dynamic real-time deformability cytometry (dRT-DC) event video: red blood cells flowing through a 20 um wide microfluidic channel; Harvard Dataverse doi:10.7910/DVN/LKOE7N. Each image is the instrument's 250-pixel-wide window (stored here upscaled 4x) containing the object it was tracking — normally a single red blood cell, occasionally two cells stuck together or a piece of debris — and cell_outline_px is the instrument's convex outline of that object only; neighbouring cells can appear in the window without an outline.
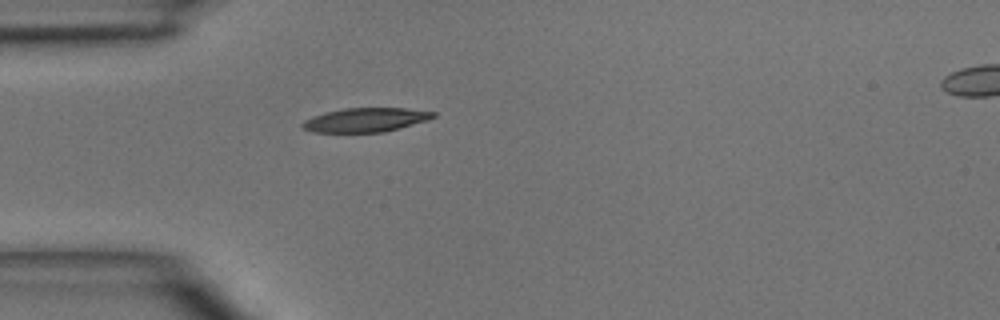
{"species": "common noctule bat (a hibernating species)", "species_latin": "Nyctalus noctula", "temperature_condition": "room temperature", "stored_images_in_passage": 35, "camera_frame_rate_fps": 3000, "um_per_image_px": 0.085, "animal": {"sex": "male", "body_mass_g": 15.6}, "frame": {"image": 1, "passage_image": 1, "time_ms": 0.0, "image_size_px": [1000, 320], "cell_outline_px": [[436, 116], [428, 120], [384, 132], [312, 132], [304, 128], [300, 124], [304, 120], [312, 116], [324, 112], [344, 108], [404, 108], [436, 112]], "centroid_in_image_um": [31.06, 10.18], "position_along_channel_um": 53.9, "area_um2": 18.32}}
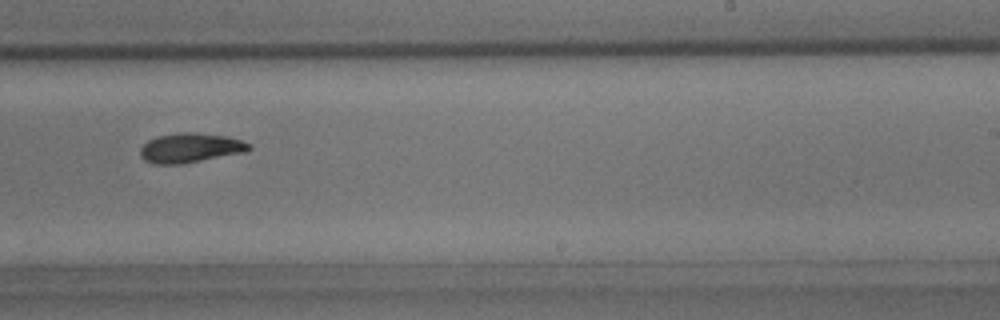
{"frame": {"image": 2, "passage_image": 17, "time_ms": 5.333, "image_size_px": [1000, 320], "cell_outline_px": [[252, 148], [248, 152], [180, 164], [152, 164], [144, 160], [140, 156], [140, 148], [148, 140], [156, 136], [176, 132], [196, 132], [228, 136], [252, 144]], "centroid_in_image_um": [16.19, 12.56], "position_along_channel_um": 272.8, "area_um2": 19.07}}
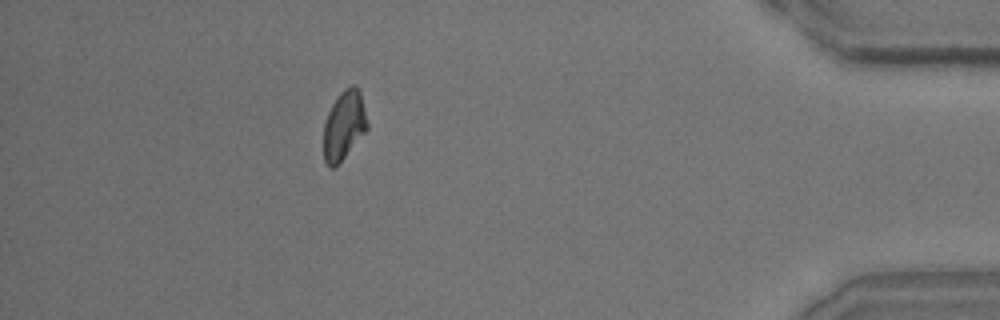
{"frame": {"image": 3, "passage_image": 30, "time_ms": 9.667, "image_size_px": [1000, 320], "cell_outline_px": [[368, 128], [336, 168], [328, 168], [324, 160], [324, 124], [328, 112], [332, 104], [340, 92], [344, 88], [352, 84], [356, 84], [360, 92], [368, 124]], "centroid_in_image_um": [29.23, 10.67], "position_along_channel_um": 406.0, "area_um2": 17.69}}